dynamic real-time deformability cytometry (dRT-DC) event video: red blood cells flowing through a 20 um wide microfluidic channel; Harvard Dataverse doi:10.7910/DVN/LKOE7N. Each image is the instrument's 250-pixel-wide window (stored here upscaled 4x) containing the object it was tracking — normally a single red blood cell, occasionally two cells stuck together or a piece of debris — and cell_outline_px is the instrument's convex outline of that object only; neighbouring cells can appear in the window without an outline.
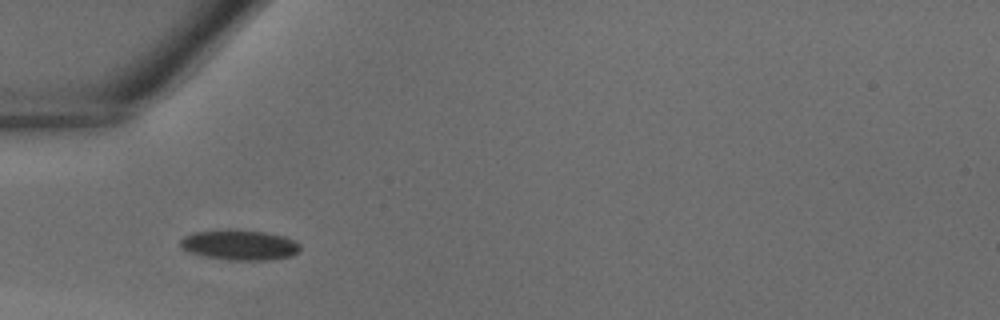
{"species": "common noctule bat (a hibernating species)", "species_latin": "Nyctalus noctula", "temperature_condition": "warm", "stored_images_in_passage": 29, "camera_frame_rate_fps": 3000, "um_per_image_px": 0.085, "animal": {"sex": "male", "body_mass_g": 18.8}, "frame": {"image": 1, "passage_image": 1, "time_ms": 0.0, "image_size_px": [1000, 320], "cell_outline_px": [[300, 248], [292, 256], [268, 260], [232, 260], [208, 256], [192, 252], [184, 248], [180, 244], [180, 240], [184, 236], [192, 232], [228, 228], [268, 232], [284, 236], [296, 240], [300, 244]], "centroid_in_image_um": [20.41, 20.79], "position_along_channel_um": 64.6, "area_um2": 21.21}}
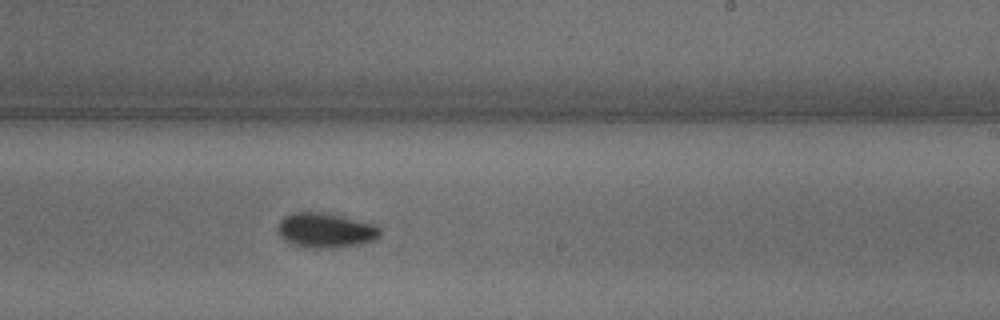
{"frame": {"image": 2, "passage_image": 13, "time_ms": 4.0, "image_size_px": [1000, 320], "cell_outline_px": [[380, 236], [376, 240], [360, 244], [336, 248], [312, 248], [292, 244], [284, 240], [280, 236], [280, 220], [284, 216], [292, 212], [320, 212], [340, 216], [376, 224], [380, 228]], "centroid_in_image_um": [27.71, 19.59], "position_along_channel_um": 261.3, "area_um2": 20.69}}
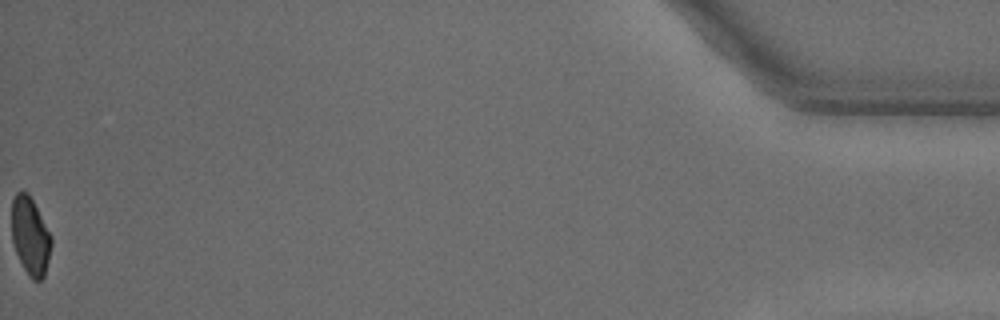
{"frame": {"image": 3, "passage_image": 29, "time_ms": 9.333, "image_size_px": [1000, 320], "cell_outline_px": [[52, 244], [44, 276], [40, 280], [32, 280], [24, 268], [16, 252], [12, 240], [12, 200], [16, 192], [28, 192], [52, 236]], "centroid_in_image_um": [2.58, 20.05], "position_along_channel_um": 432.6, "area_um2": 17.8}}